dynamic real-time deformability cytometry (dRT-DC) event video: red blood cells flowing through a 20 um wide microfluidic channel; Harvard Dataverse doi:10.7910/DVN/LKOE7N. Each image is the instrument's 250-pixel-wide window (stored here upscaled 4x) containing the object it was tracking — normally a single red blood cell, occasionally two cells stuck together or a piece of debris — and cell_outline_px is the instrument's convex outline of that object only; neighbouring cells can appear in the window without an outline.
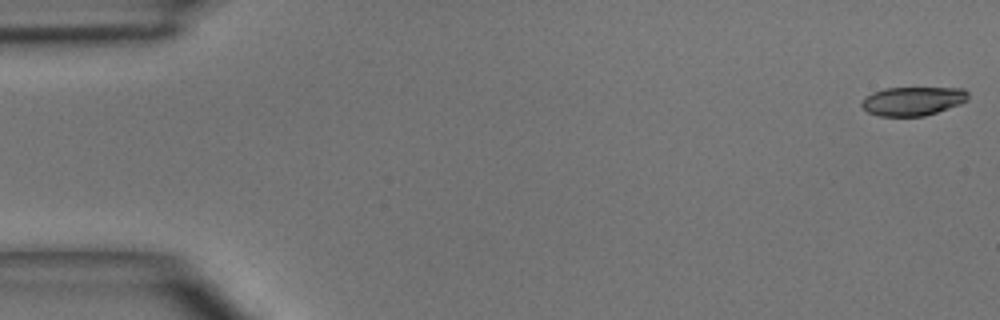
{"species": "common noctule bat (a hibernating species)", "species_latin": "Nyctalus noctula", "temperature_condition": "room temperature", "stored_images_in_passage": 3, "camera_frame_rate_fps": 3000, "um_per_image_px": 0.085, "animal": {"sex": "male", "body_mass_g": 15.6}, "frame": {"image": 1, "passage_image": 1, "time_ms": 0.0, "image_size_px": [1000, 320], "cell_outline_px": [[968, 100], [960, 104], [924, 116], [880, 116], [868, 112], [860, 104], [872, 92], [884, 88], [964, 88], [968, 92]], "centroid_in_image_um": [77.61, 8.59], "position_along_channel_um": 7.4, "area_um2": 17.74}}